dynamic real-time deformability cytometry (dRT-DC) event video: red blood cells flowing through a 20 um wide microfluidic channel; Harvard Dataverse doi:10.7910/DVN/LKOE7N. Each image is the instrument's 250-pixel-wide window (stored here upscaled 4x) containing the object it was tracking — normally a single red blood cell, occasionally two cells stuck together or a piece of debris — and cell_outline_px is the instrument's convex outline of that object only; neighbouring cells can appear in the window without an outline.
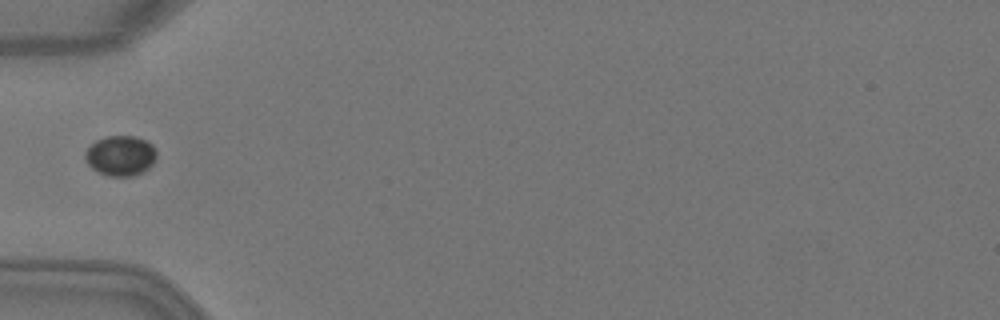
{"species": "Egyptian fruit bat (a non-hibernating species)", "species_latin": "Rousettus aegyptiacus", "temperature_condition": "warm", "stored_images_in_passage": 2, "camera_frame_rate_fps": 3000, "um_per_image_px": 0.085, "animal": {"sex": "female"}, "frame": {"image": 1, "passage_image": 1, "time_ms": 0.0, "image_size_px": [1000, 320], "cell_outline_px": [[156, 156], [152, 164], [144, 172], [136, 176], [108, 176], [92, 168], [88, 164], [84, 156], [84, 152], [96, 140], [108, 136], [136, 136], [152, 144], [156, 148]], "centroid_in_image_um": [10.26, 13.24], "position_along_channel_um": 74.7, "area_um2": 16.76}}
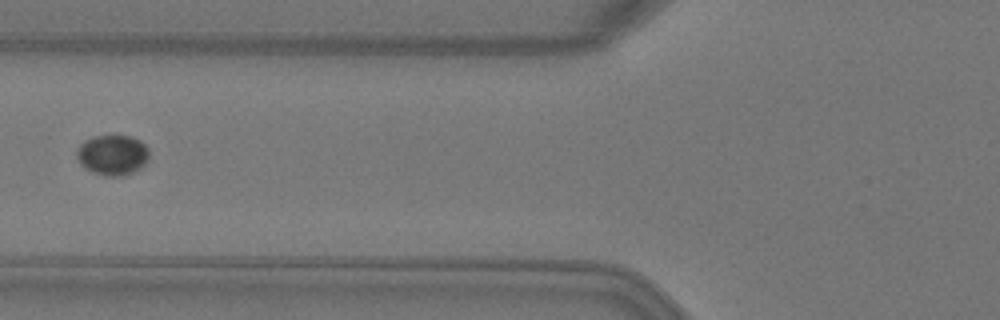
{"frame": {"image": 2, "passage_image": 2, "time_ms": 0.333, "image_size_px": [1000, 320], "cell_outline_px": [[148, 160], [140, 168], [124, 176], [108, 176], [84, 168], [80, 164], [76, 156], [76, 148], [84, 140], [92, 136], [116, 132], [132, 136], [140, 140], [148, 148]], "centroid_in_image_um": [9.55, 13.1], "position_along_channel_um": 116.3, "area_um2": 17.63}}